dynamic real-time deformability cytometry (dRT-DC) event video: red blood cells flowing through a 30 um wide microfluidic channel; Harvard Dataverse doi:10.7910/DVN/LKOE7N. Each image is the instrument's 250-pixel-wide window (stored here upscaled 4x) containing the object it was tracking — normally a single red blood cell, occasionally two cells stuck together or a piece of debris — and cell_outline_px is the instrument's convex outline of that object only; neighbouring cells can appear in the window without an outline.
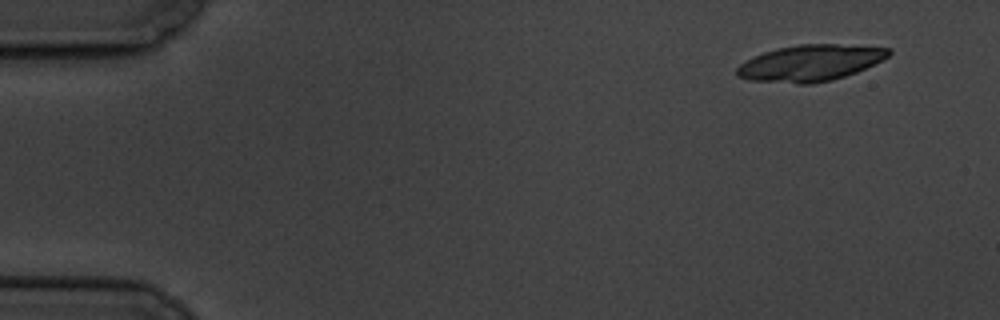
{"species": "common noctule bat (a hibernating species)", "species_latin": "Nyctalus noctula", "temperature_condition": "cold", "stored_images_in_passage": 5, "camera_frame_rate_fps": 3000, "um_per_image_px": 0.085, "animal": {"sex": "male", "body_mass_g": 19.5, "forearm_length_mm": 54.6}, "frame": {"image": 1, "passage_image": 2, "time_ms": 1.0, "image_size_px": [1000, 320], "cell_outline_px": [[892, 52], [888, 56], [856, 72], [832, 80], [812, 84], [800, 84], [748, 80], [736, 76], [736, 68], [740, 64], [764, 52], [776, 48], [800, 44], [836, 44], [892, 48]], "centroid_in_image_um": [68.85, 5.36], "position_along_channel_um": 16.2, "area_um2": 31.91}}